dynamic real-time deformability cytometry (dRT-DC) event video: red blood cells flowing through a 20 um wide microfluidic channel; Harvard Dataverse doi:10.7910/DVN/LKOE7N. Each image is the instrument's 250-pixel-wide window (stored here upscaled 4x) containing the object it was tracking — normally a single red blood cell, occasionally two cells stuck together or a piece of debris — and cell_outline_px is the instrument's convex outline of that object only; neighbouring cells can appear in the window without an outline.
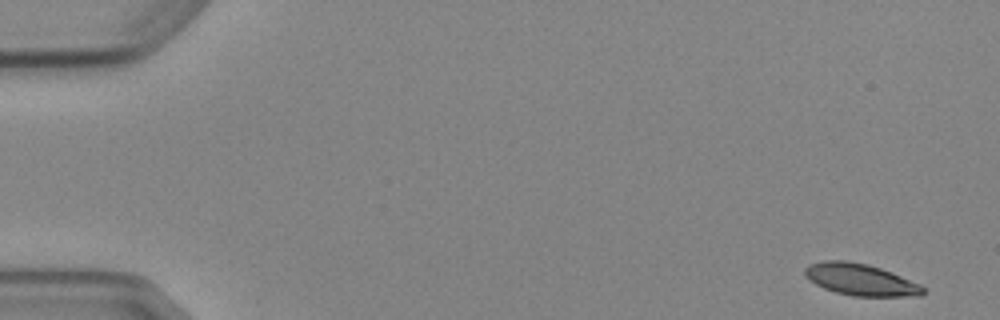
{"species": "Egyptian fruit bat (a non-hibernating species)", "species_latin": "Rousettus aegyptiacus", "temperature_condition": "cold", "stored_images_in_passage": 6, "segment_of_instrument_passage": [1, 2], "camera_frame_rate_fps": 3000, "um_per_image_px": 0.085, "animal": {"sex": "female"}, "frame": {"image": 1, "passage_image": 1, "time_ms": 0.0, "image_size_px": [1000, 320], "cell_outline_px": [[924, 292], [920, 296], [852, 296], [836, 292], [824, 288], [816, 284], [804, 276], [804, 268], [808, 264], [824, 260], [844, 260], [868, 264], [892, 272], [920, 284], [924, 288]], "centroid_in_image_um": [73.12, 23.76], "position_along_channel_um": 11.9, "area_um2": 21.91}}
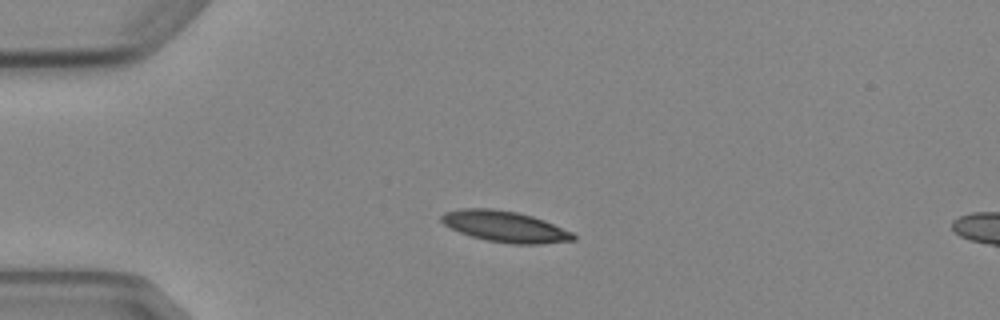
{"frame": {"image": 2, "passage_image": 4, "time_ms": 3.667, "image_size_px": [1000, 320], "cell_outline_px": [[576, 240], [540, 244], [512, 244], [488, 240], [472, 236], [460, 232], [444, 224], [440, 220], [440, 216], [444, 212], [460, 208], [492, 208], [516, 212], [532, 216], [544, 220], [572, 232], [576, 236]], "centroid_in_image_um": [42.92, 19.25], "position_along_channel_um": 42.1, "area_um2": 23.76}}